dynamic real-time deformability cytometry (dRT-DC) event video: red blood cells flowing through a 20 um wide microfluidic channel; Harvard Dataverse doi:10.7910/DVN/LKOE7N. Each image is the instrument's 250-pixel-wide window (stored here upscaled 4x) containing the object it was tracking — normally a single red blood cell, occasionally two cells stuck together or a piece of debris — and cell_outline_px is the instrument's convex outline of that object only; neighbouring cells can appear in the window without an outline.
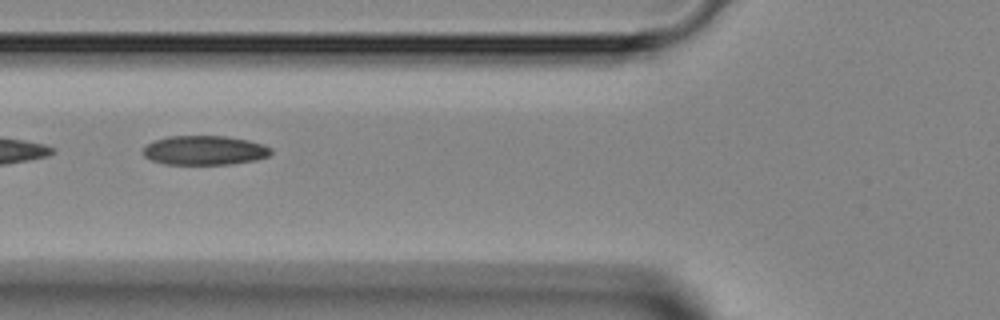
{"species": "Egyptian fruit bat (a non-hibernating species)", "species_latin": "Rousettus aegyptiacus", "temperature_condition": "room temperature", "stored_images_in_passage": 7, "camera_frame_rate_fps": 3000, "um_per_image_px": 0.085, "animal": {"sex": "female"}, "frame": {"image": 1, "passage_image": 5, "time_ms": 4.667, "image_size_px": [1000, 320], "cell_outline_px": [[272, 152], [268, 156], [256, 160], [232, 164], [164, 164], [152, 160], [144, 156], [144, 148], [148, 144], [156, 140], [168, 136], [224, 136], [248, 140], [264, 144], [272, 148]], "centroid_in_image_um": [17.43, 12.78], "position_along_channel_um": 108.4, "area_um2": 21.79}}
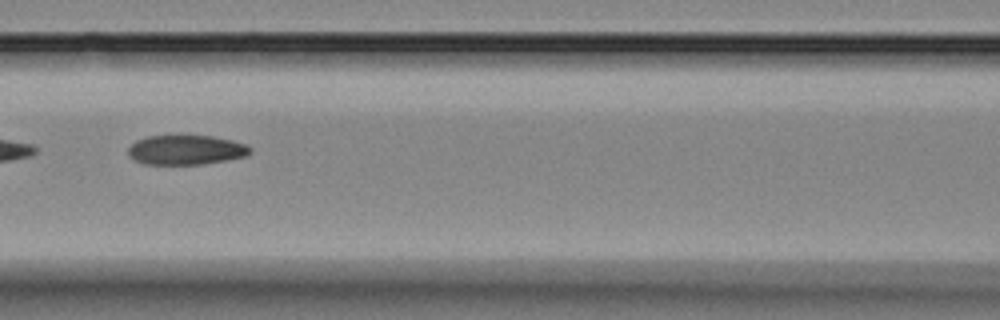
{"frame": {"image": 2, "passage_image": 6, "time_ms": 5.667, "image_size_px": [1000, 320], "cell_outline_px": [[252, 152], [248, 156], [204, 164], [144, 164], [128, 156], [128, 148], [136, 140], [148, 136], [212, 136], [232, 140], [244, 144], [252, 148]], "centroid_in_image_um": [15.83, 12.75], "position_along_channel_um": 150.8, "area_um2": 21.04}}
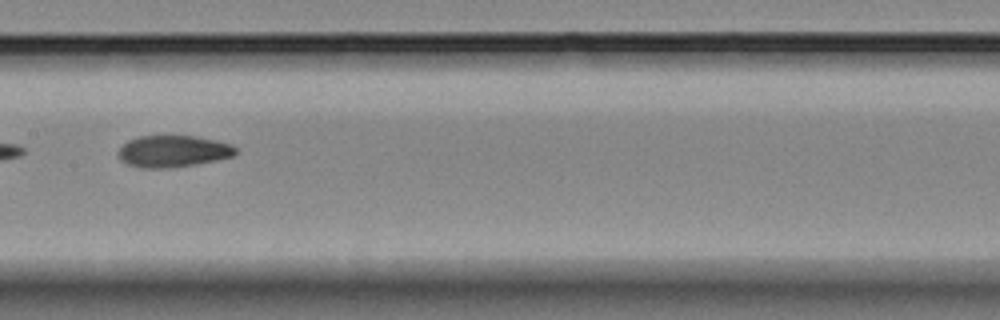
{"frame": {"image": 3, "passage_image": 7, "time_ms": 6.667, "image_size_px": [1000, 320], "cell_outline_px": [[236, 156], [196, 164], [172, 168], [144, 168], [128, 164], [120, 160], [120, 148], [128, 140], [140, 136], [196, 136], [216, 140], [232, 144], [236, 148]], "centroid_in_image_um": [14.76, 12.86], "position_along_channel_um": 192.6, "area_um2": 21.68}}